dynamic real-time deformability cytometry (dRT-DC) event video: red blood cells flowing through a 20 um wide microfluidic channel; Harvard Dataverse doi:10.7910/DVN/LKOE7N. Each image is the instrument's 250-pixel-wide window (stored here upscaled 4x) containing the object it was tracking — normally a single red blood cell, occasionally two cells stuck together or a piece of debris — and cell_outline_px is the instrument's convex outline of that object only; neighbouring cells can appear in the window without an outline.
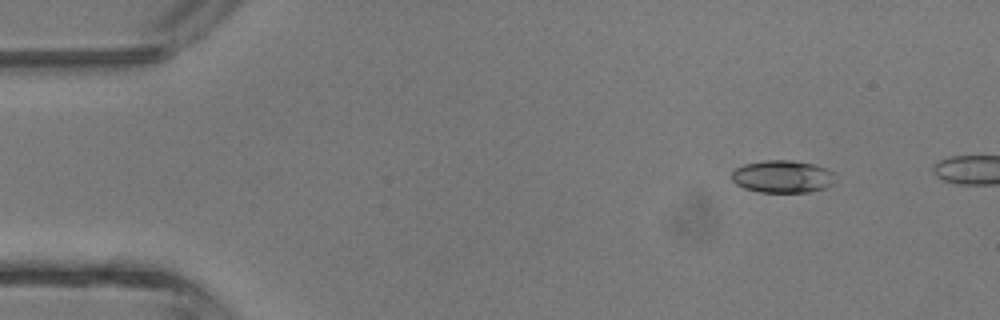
{"species": "common noctule bat (a hibernating species)", "species_latin": "Nyctalus noctula", "temperature_condition": "room temperature", "stored_images_in_passage": 6, "camera_frame_rate_fps": 3000, "um_per_image_px": 0.085, "animal": {"sex": "male", "body_mass_g": 13.3}, "frame": {"image": 1, "passage_image": 2, "time_ms": 1.333, "image_size_px": [1000, 320], "cell_outline_px": [[832, 184], [824, 188], [808, 192], [760, 192], [744, 188], [736, 184], [732, 180], [732, 172], [736, 168], [744, 164], [764, 160], [792, 160], [812, 164], [828, 168], [832, 172]], "centroid_in_image_um": [66.48, 15.0], "position_along_channel_um": 18.5, "area_um2": 19.48}}